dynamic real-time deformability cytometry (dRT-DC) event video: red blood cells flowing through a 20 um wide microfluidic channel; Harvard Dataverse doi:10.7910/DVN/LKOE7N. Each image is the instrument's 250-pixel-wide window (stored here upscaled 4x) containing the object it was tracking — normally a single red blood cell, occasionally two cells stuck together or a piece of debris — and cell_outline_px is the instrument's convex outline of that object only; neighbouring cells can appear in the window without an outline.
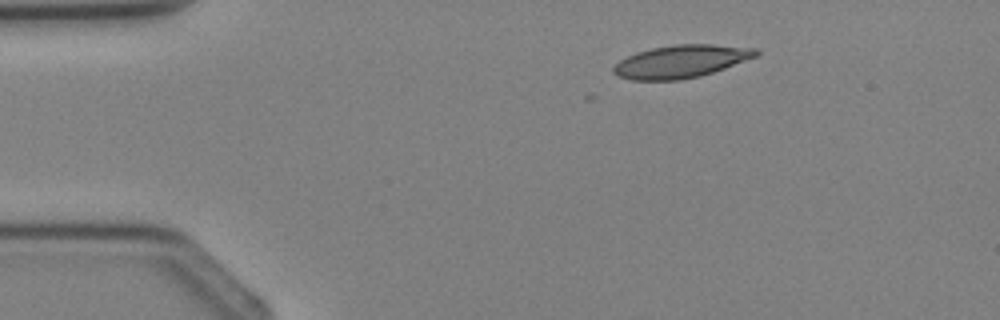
{"species": "Egyptian fruit bat (a non-hibernating species)", "species_latin": "Rousettus aegyptiacus", "temperature_condition": "cold", "stored_images_in_passage": 2, "camera_frame_rate_fps": 3000, "um_per_image_px": 0.085, "animal": {"sex": "female"}, "frame": {"image": 1, "passage_image": 1, "time_ms": 0.0, "image_size_px": [1000, 320], "cell_outline_px": [[760, 52], [756, 56], [724, 68], [700, 76], [680, 80], [632, 80], [620, 76], [612, 72], [612, 68], [620, 60], [636, 52], [652, 48], [676, 44], [712, 44], [756, 48]], "centroid_in_image_um": [57.88, 5.22], "position_along_channel_um": 27.1, "area_um2": 26.99}}